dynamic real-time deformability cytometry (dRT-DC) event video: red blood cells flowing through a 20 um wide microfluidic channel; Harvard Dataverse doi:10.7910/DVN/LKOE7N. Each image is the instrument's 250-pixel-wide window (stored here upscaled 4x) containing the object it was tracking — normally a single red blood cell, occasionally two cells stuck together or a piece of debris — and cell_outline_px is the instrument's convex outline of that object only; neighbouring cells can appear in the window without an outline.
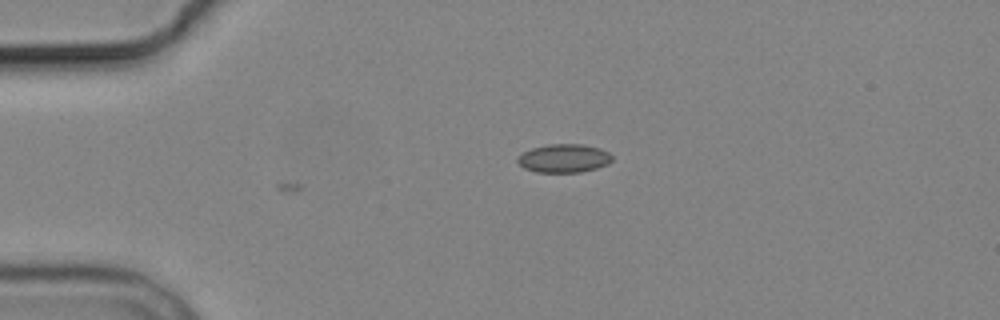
{"species": "common noctule bat (a hibernating species)", "species_latin": "Nyctalus noctula", "temperature_condition": "cold", "stored_images_in_passage": 2, "camera_frame_rate_fps": 3000, "um_per_image_px": 0.085, "animal": {"sex": "male", "body_mass_g": 19.2, "forearm_length_mm": 51.8}, "frame": {"image": 1, "passage_image": 2, "time_ms": 1.333, "image_size_px": [1000, 320], "cell_outline_px": [[612, 160], [608, 164], [596, 168], [580, 172], [536, 172], [524, 168], [516, 160], [524, 152], [532, 148], [548, 144], [584, 144], [600, 148], [608, 152], [612, 156]], "centroid_in_image_um": [47.95, 13.45], "position_along_channel_um": 37.0, "area_um2": 15.61}}